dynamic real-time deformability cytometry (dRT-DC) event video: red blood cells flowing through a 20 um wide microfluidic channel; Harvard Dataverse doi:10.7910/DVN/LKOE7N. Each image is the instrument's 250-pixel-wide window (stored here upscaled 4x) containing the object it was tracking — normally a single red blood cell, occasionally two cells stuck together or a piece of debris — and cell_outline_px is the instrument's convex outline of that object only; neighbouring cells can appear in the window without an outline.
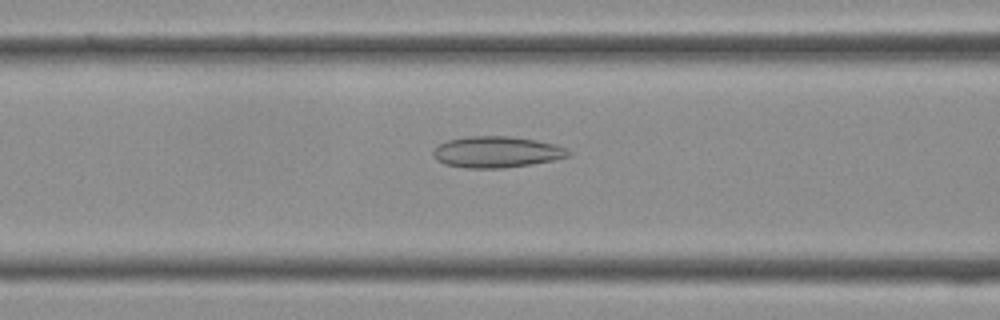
{"species": "Egyptian fruit bat (a non-hibernating species)", "species_latin": "Rousettus aegyptiacus", "temperature_condition": "cold", "stored_images_in_passage": 28, "camera_frame_rate_fps": 3000, "um_per_image_px": 0.085, "frame": {"image": 1, "passage_image": 8, "time_ms": 2.333, "image_size_px": [1000, 320], "cell_outline_px": [[572, 156], [532, 164], [504, 168], [464, 168], [444, 164], [436, 160], [432, 156], [432, 152], [440, 144], [448, 140], [468, 136], [508, 136], [536, 140], [556, 144], [568, 148], [572, 152]], "centroid_in_image_um": [42.24, 12.92], "position_along_channel_um": 124.4, "area_um2": 24.85}}
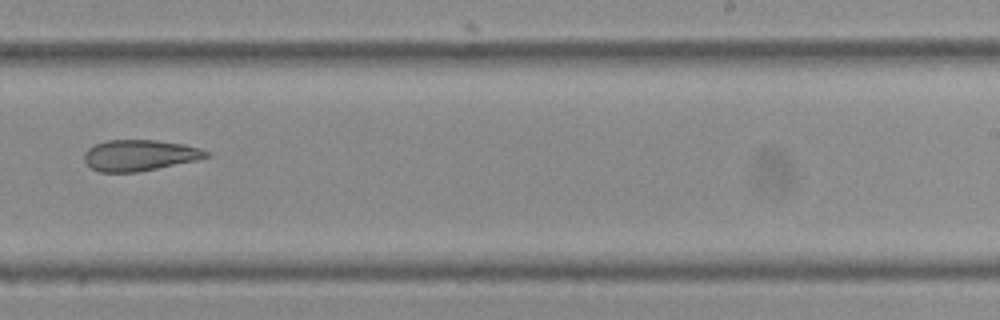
{"frame": {"image": 2, "passage_image": 17, "time_ms": 5.333, "image_size_px": [1000, 320], "cell_outline_px": [[212, 156], [196, 160], [136, 172], [100, 172], [92, 168], [84, 160], [84, 152], [88, 148], [96, 144], [108, 140], [156, 140], [184, 144], [200, 148], [212, 152]], "centroid_in_image_um": [11.9, 13.19], "position_along_channel_um": 277.1, "area_um2": 22.02}}
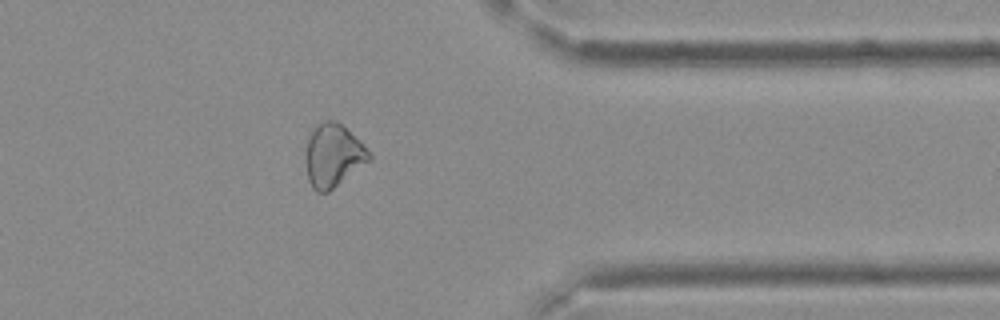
{"frame": {"image": 3, "passage_image": 24, "time_ms": 7.667, "image_size_px": [1000, 320], "cell_outline_px": [[372, 160], [328, 192], [316, 192], [312, 188], [308, 180], [304, 152], [308, 136], [324, 120], [336, 120], [360, 140], [372, 152]], "centroid_in_image_um": [28.34, 13.23], "position_along_channel_um": 383.1, "area_um2": 23.64}}